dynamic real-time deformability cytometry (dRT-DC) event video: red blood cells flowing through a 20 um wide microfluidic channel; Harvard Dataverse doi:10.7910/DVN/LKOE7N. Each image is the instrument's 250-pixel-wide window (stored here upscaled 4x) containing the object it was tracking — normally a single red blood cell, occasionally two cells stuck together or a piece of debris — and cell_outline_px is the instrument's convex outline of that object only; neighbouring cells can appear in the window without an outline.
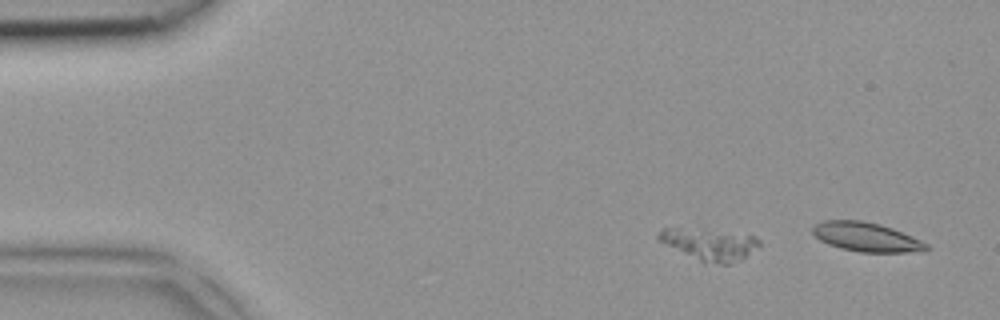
{"species": "common noctule bat (a hibernating species)", "species_latin": "Nyctalus noctula", "temperature_condition": "room temperature", "stored_images_in_passage": 2, "segment_of_instrument_passage": [1, 2], "camera_frame_rate_fps": 3000, "um_per_image_px": 0.085, "animal": {"sex": "female", "body_mass_g": 18.4}, "frame": {"image": 1, "passage_image": 1, "time_ms": 0.0, "image_size_px": [1000, 320], "cell_outline_px": [[760, 244], [740, 260], [728, 264], [704, 264], [660, 240], [656, 236], [664, 228], [680, 228], [752, 236], [760, 240]], "centroid_in_image_um": [60.3, 20.81], "position_along_channel_um": 24.7, "area_um2": 17.69}}